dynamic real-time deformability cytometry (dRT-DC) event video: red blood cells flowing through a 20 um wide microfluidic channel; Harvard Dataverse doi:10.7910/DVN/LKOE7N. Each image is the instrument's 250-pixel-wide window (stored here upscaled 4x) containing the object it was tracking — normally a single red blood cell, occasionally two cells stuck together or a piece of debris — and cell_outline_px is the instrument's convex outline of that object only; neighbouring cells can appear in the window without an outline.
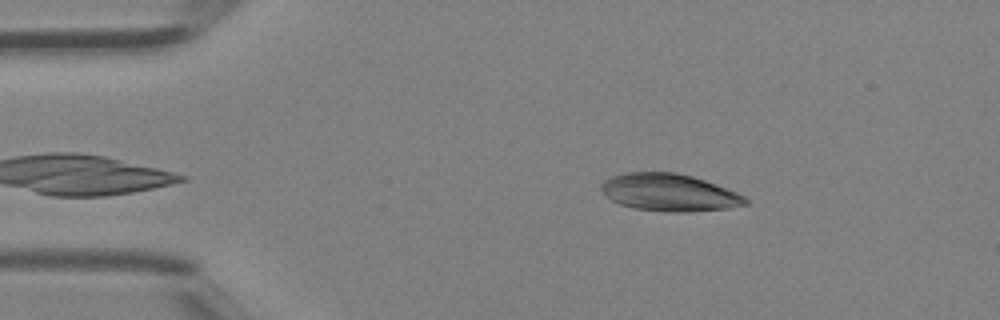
{"species": "Egyptian fruit bat (a non-hibernating species)", "species_latin": "Rousettus aegyptiacus", "temperature_condition": "room temperature", "stored_images_in_passage": 32, "camera_frame_rate_fps": 3000, "um_per_image_px": 0.085, "animal": {"sex": "female"}, "frame": {"image": 1, "passage_image": 3, "time_ms": 0.667, "image_size_px": [1000, 320], "cell_outline_px": [[752, 204], [728, 208], [688, 212], [668, 212], [632, 208], [620, 204], [612, 200], [600, 188], [600, 184], [604, 180], [612, 176], [624, 172], [676, 172], [692, 176], [716, 184], [736, 192], [744, 196]], "centroid_in_image_um": [56.9, 16.36], "position_along_channel_um": 28.1, "area_um2": 31.5}}
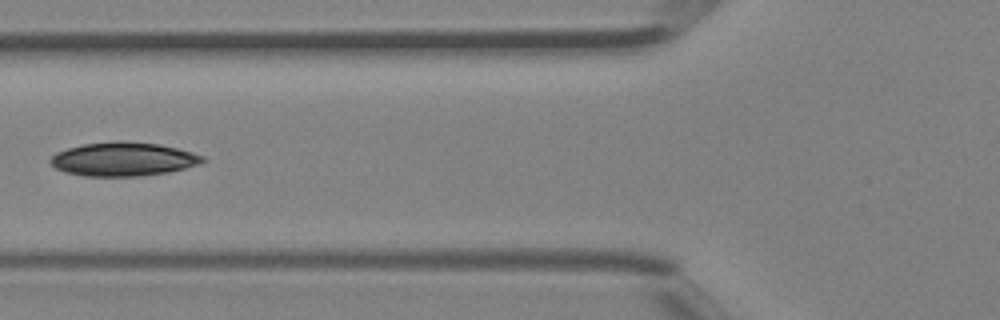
{"frame": {"image": 2, "passage_image": 12, "time_ms": 3.667, "image_size_px": [1000, 320], "cell_outline_px": [[208, 160], [200, 164], [168, 172], [136, 176], [84, 176], [64, 172], [56, 168], [48, 160], [56, 152], [68, 148], [84, 144], [120, 140], [160, 144], [192, 152], [204, 156]], "centroid_in_image_um": [10.49, 13.52], "position_along_channel_um": 115.3, "area_um2": 30.0}}
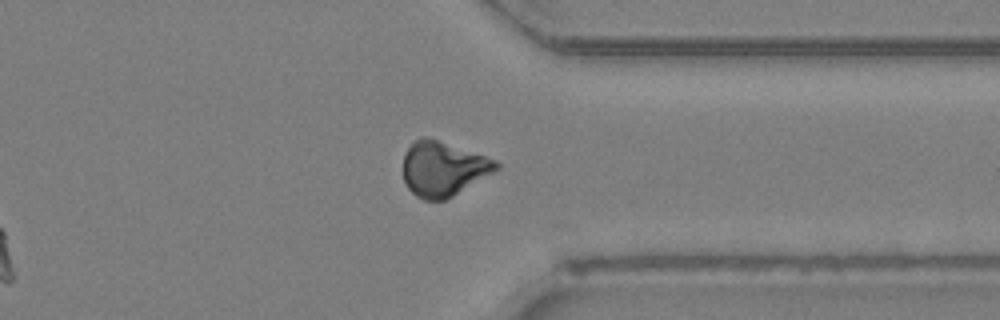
{"frame": {"image": 3, "passage_image": 28, "time_ms": 9.0, "image_size_px": [1000, 320], "cell_outline_px": [[500, 168], [452, 196], [444, 200], [424, 200], [416, 196], [408, 188], [404, 180], [404, 156], [408, 148], [416, 140], [424, 136], [496, 160], [500, 164]], "centroid_in_image_um": [37.66, 14.36], "position_along_channel_um": 373.7, "area_um2": 28.96}}